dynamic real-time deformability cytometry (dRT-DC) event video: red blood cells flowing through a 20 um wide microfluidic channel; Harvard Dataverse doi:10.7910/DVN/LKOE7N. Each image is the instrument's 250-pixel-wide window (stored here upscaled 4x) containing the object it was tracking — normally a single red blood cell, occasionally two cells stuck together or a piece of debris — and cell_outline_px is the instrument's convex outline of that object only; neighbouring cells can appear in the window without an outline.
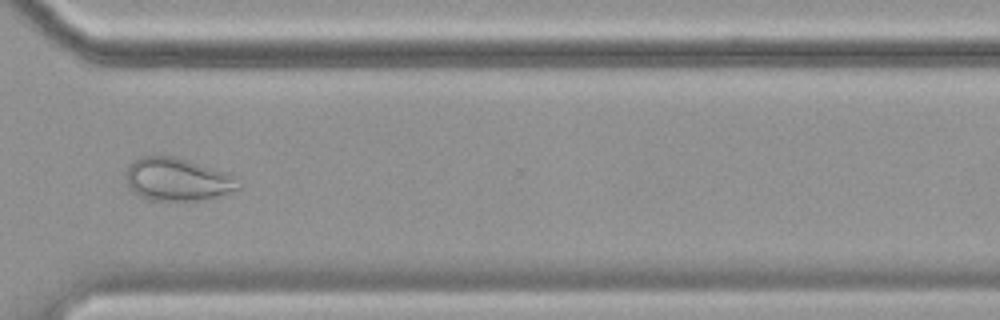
{"species": "common noctule bat (a hibernating species)", "species_latin": "Nyctalus noctula", "temperature_condition": "cold", "stored_images_in_passage": 41, "camera_frame_rate_fps": 3000, "um_per_image_px": 0.085, "animal": {"sex": "female", "body_mass_g": 19.9}, "frame": {"image": 1, "passage_image": 35, "time_ms": 11.333, "image_size_px": [1000, 320], "cell_outline_px": [[240, 188], [224, 196], [204, 200], [152, 200], [140, 196], [128, 184], [128, 164], [140, 156], [176, 156], [228, 172], [232, 176]], "centroid_in_image_um": [15.13, 15.24], "position_along_channel_um": 355.5, "area_um2": 27.98}, "authors_computed_cell_mechanics": {"area_um2": 24.6228, "velocity_mm_per_s": 3.495, "shape_relaxation_time_tau1_ms": null, "shape_relaxation_time_tau2_ms": 1.5078, "deformation_change_tau1": null, "deformation_change_tau2": 0.0667}}